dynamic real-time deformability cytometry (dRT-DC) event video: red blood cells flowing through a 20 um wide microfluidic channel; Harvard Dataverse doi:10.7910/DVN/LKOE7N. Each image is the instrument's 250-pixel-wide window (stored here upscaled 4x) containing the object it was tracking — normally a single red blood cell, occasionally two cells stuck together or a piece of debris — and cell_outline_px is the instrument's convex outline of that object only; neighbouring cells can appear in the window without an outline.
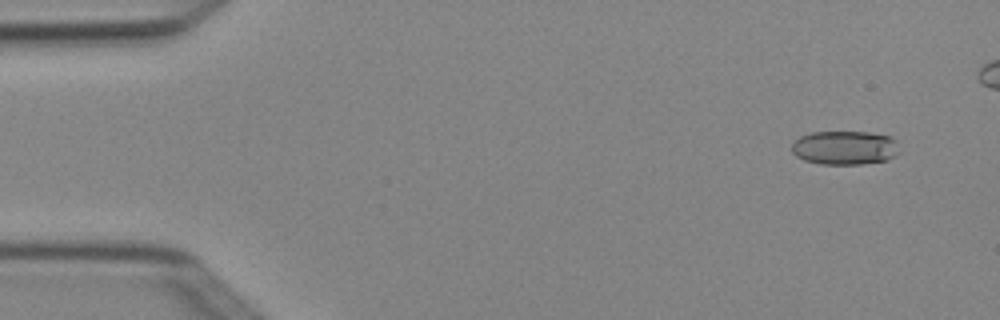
{"species": "Egyptian fruit bat (a non-hibernating species)", "species_latin": "Rousettus aegyptiacus", "temperature_condition": "cold", "stored_images_in_passage": 5, "camera_frame_rate_fps": 3000, "um_per_image_px": 0.085, "animal": {"sex": "female"}, "frame": {"image": 1, "passage_image": 1, "time_ms": 0.0, "image_size_px": [1000, 320], "cell_outline_px": [[900, 152], [896, 156], [888, 160], [860, 164], [820, 164], [804, 160], [796, 156], [792, 152], [792, 144], [800, 136], [812, 132], [868, 132], [892, 136], [896, 140]], "centroid_in_image_um": [71.84, 12.56], "position_along_channel_um": 13.2, "area_um2": 21.5}}
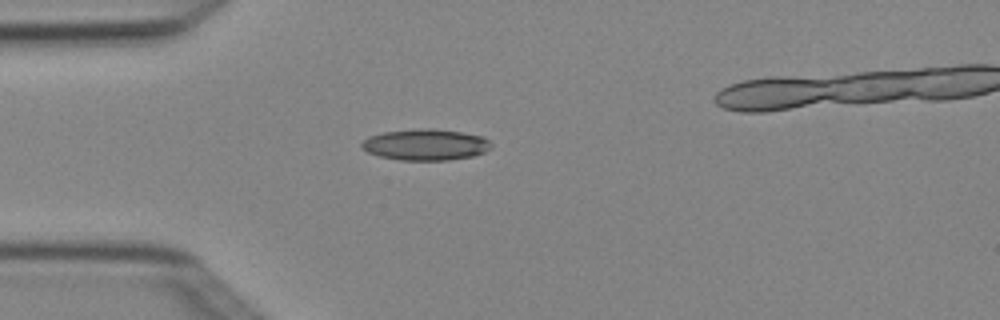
{"frame": {"image": 2, "passage_image": 4, "time_ms": 1.0, "image_size_px": [1000, 320], "cell_outline_px": [[492, 148], [484, 152], [472, 156], [448, 160], [400, 160], [380, 156], [368, 152], [360, 144], [368, 136], [384, 132], [424, 128], [432, 128], [460, 132], [484, 136], [492, 144]], "centroid_in_image_um": [36.2, 12.29], "position_along_channel_um": 48.8, "area_um2": 23.47}}